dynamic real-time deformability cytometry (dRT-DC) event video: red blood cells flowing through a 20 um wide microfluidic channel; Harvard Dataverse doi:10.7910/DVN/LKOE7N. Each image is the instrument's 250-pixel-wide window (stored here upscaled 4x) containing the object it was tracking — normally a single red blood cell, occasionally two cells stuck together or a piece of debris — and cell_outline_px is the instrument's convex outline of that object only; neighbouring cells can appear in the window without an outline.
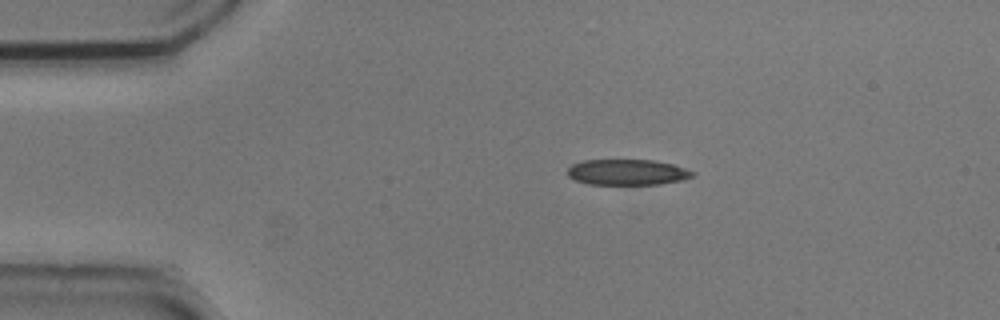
{"species": "common noctule bat (a hibernating species)", "species_latin": "Nyctalus noctula", "temperature_condition": "cold", "stored_images_in_passage": 4, "camera_frame_rate_fps": 3000, "um_per_image_px": 0.085, "animal": {"sex": "male", "body_mass_g": 20.5, "forearm_length_mm": 52.5}, "frame": {"image": 1, "passage_image": 4, "time_ms": 1.0, "image_size_px": [1000, 320], "cell_outline_px": [[696, 172], [692, 176], [684, 180], [660, 184], [588, 184], [576, 180], [568, 176], [568, 168], [572, 164], [584, 160], [652, 160], [672, 164]], "centroid_in_image_um": [53.32, 14.64], "position_along_channel_um": 31.7, "area_um2": 18.67}}